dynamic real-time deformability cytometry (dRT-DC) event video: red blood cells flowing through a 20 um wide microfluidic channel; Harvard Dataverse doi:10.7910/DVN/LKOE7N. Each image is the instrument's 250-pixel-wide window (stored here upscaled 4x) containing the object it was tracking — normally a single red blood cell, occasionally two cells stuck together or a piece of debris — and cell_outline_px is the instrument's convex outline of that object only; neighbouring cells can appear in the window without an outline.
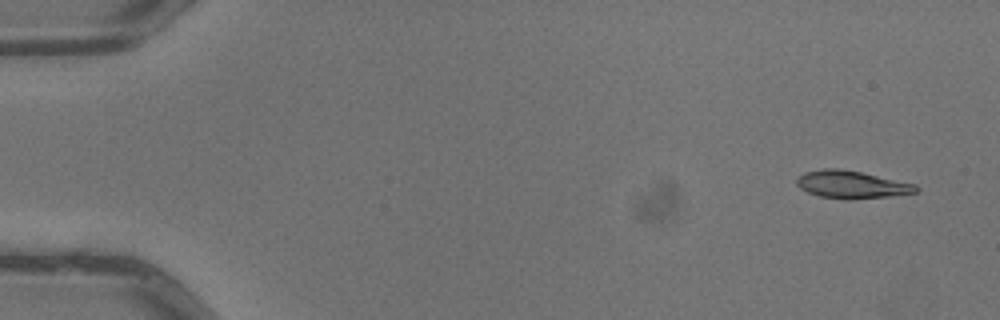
{"species": "common noctule bat (a hibernating species)", "species_latin": "Nyctalus noctula", "temperature_condition": "warm", "stored_images_in_passage": 5, "camera_frame_rate_fps": 3000, "um_per_image_px": 0.085, "animal": {"sex": "male", "body_mass_g": 13.3}, "frame": {"image": 1, "passage_image": 1, "time_ms": 0.0, "image_size_px": [1000, 320], "cell_outline_px": [[920, 188], [916, 192], [888, 196], [848, 200], [820, 196], [808, 192], [800, 188], [796, 184], [796, 180], [804, 172], [824, 168], [836, 168], [860, 172], [916, 184]], "centroid_in_image_um": [72.37, 15.69], "position_along_channel_um": 12.6, "area_um2": 19.02}}